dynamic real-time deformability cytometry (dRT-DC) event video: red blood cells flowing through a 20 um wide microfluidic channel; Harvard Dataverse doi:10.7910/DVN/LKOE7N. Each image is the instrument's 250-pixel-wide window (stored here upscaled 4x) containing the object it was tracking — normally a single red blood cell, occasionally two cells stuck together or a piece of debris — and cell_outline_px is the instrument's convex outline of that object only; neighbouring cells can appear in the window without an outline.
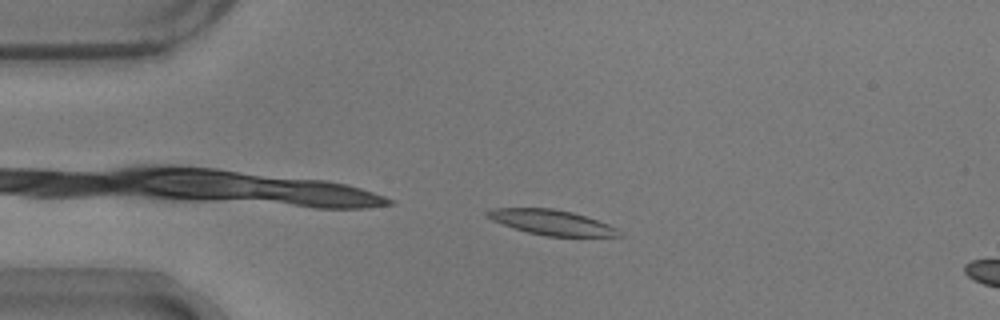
{"species": "common noctule bat (a hibernating species)", "species_latin": "Nyctalus noctula", "temperature_condition": "warm", "stored_images_in_passage": 6, "camera_frame_rate_fps": 3000, "um_per_image_px": 0.085, "animal": {"sex": "male", "body_mass_g": 17.9}, "frame": {"image": 1, "passage_image": 2, "time_ms": 0.333, "image_size_px": [1000, 320], "cell_outline_px": [[620, 236], [544, 236], [528, 232], [492, 220], [484, 216], [484, 212], [492, 208], [552, 208], [572, 212], [608, 224], [616, 228]], "centroid_in_image_um": [46.82, 18.89], "position_along_channel_um": 38.2, "area_um2": 18.9}}